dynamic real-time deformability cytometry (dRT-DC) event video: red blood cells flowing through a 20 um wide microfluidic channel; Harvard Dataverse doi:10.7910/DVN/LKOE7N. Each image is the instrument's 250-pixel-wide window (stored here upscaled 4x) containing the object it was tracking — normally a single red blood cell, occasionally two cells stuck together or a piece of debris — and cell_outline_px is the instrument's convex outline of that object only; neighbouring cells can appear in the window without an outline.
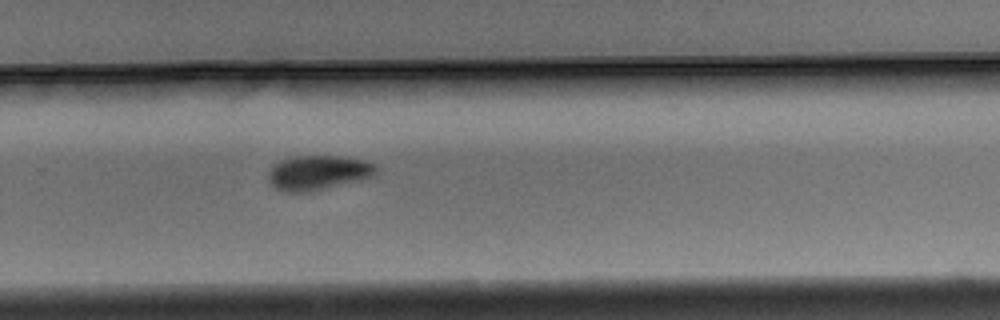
{"species": "Egyptian fruit bat (a non-hibernating species)", "species_latin": "Rousettus aegyptiacus", "temperature_condition": "warm", "stored_images_in_passage": 11, "camera_frame_rate_fps": 3000, "um_per_image_px": 0.085, "animal": {"sex": "male"}, "frame": {"image": 1, "passage_image": 11, "time_ms": 3.333, "image_size_px": [1000, 320], "cell_outline_px": [[376, 176], [360, 180], [308, 192], [280, 192], [268, 180], [268, 172], [280, 160], [300, 156], [336, 156], [364, 160], [372, 164], [376, 168]], "centroid_in_image_um": [27.03, 14.69], "position_along_channel_um": 302.8, "area_um2": 21.5}}